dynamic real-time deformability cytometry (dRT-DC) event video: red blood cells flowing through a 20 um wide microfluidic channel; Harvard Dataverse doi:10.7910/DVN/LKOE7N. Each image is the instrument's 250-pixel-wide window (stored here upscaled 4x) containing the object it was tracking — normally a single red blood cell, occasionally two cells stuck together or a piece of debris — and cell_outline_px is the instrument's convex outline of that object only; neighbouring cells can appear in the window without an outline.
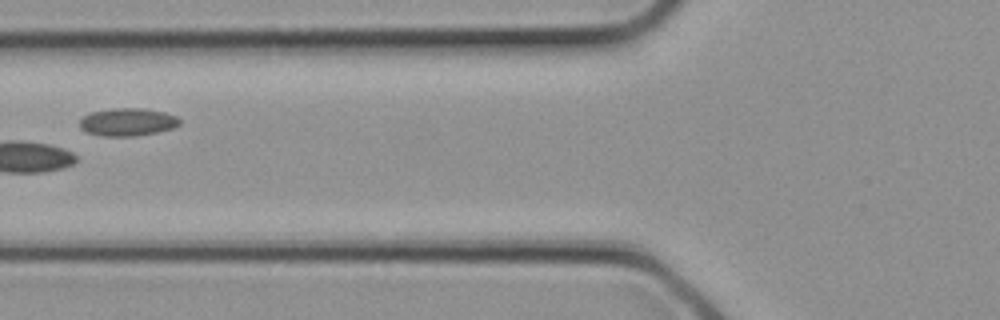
{"species": "common noctule bat (a hibernating species)", "species_latin": "Nyctalus noctula", "temperature_condition": "cold", "stored_images_in_passage": 3, "camera_frame_rate_fps": 3000, "um_per_image_px": 0.085, "animal": {"sex": "female", "body_mass_g": 21.9}, "frame": {"image": 1, "passage_image": 3, "time_ms": 0.667, "image_size_px": [1000, 320], "cell_outline_px": [[180, 124], [172, 128], [156, 132], [136, 136], [100, 136], [88, 132], [80, 128], [80, 120], [88, 112], [112, 108], [144, 108], [164, 112], [176, 116], [180, 120]], "centroid_in_image_um": [10.82, 10.36], "position_along_channel_um": 115.0, "area_um2": 16.24}}